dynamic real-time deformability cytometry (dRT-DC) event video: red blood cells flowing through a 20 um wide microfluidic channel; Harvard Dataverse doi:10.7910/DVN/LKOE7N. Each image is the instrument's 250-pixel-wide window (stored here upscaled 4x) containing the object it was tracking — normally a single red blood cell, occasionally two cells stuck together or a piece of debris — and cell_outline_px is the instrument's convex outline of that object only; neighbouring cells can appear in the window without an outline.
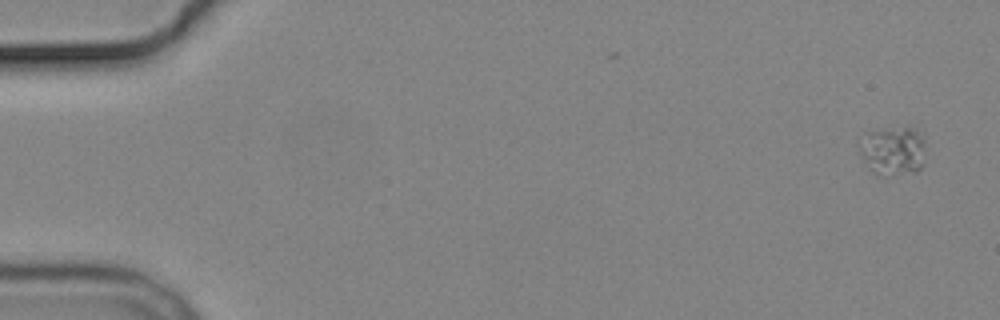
{"species": "common noctule bat (a hibernating species)", "species_latin": "Nyctalus noctula", "temperature_condition": "cold", "stored_images_in_passage": 3, "camera_frame_rate_fps": 3000, "um_per_image_px": 0.085, "animal": {"sex": "male", "body_mass_g": 19.2, "forearm_length_mm": 51.8}, "frame": {"image": 1, "passage_image": 1, "time_ms": 0.0, "image_size_px": [1000, 320], "cell_outline_px": [[924, 144], [920, 168], [916, 172], [892, 176], [880, 176], [872, 172], [864, 164], [860, 152], [860, 148], [864, 132], [904, 124], [924, 132]], "centroid_in_image_um": [75.9, 12.78], "position_along_channel_um": 9.1, "area_um2": 19.65}}